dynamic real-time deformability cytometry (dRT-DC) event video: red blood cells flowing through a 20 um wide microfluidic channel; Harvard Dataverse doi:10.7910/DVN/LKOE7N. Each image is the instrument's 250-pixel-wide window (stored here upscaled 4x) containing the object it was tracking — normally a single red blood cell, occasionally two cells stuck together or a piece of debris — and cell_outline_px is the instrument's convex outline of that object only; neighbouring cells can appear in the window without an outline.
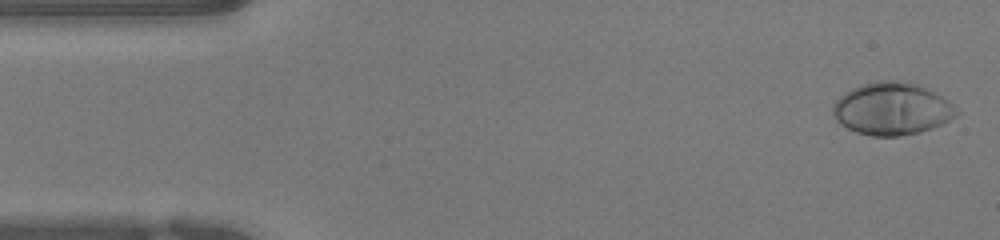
{"species": "human", "species_latin": "Homo sapiens", "temperature_condition": "warm", "stored_images_in_passage": 20, "camera_frame_rate_fps": 3000, "um_per_image_px": 0.085, "donor": {"sex": "female"}, "frame": {"image": 1, "passage_image": 1, "time_ms": 0.0, "image_size_px": [1000, 240], "cell_outline_px": [[960, 112], [956, 116], [932, 128], [920, 132], [896, 136], [872, 136], [856, 132], [840, 124], [832, 116], [832, 108], [836, 100], [844, 92], [860, 84], [876, 80], [896, 80], [916, 84], [940, 96], [952, 104]], "centroid_in_image_um": [75.76, 9.24], "position_along_channel_um": 9.2, "area_um2": 37.63}}
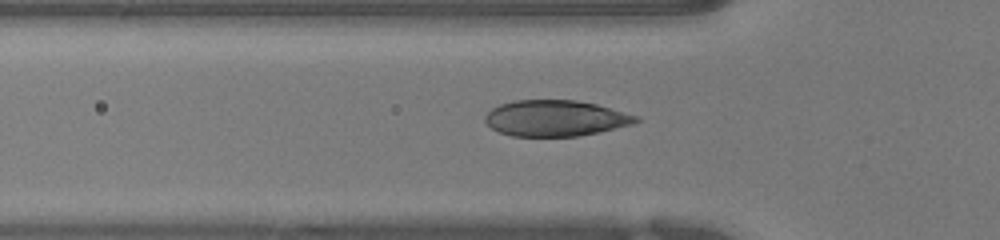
{"frame": {"image": 2, "passage_image": 15, "time_ms": 4.667, "image_size_px": [1000, 240], "cell_outline_px": [[640, 120], [632, 124], [596, 132], [576, 136], [512, 136], [500, 132], [492, 128], [484, 120], [484, 116], [492, 108], [500, 104], [512, 100], [576, 100], [596, 104], [640, 116]], "centroid_in_image_um": [47.2, 10.04], "position_along_channel_um": 78.6, "area_um2": 31.5}}
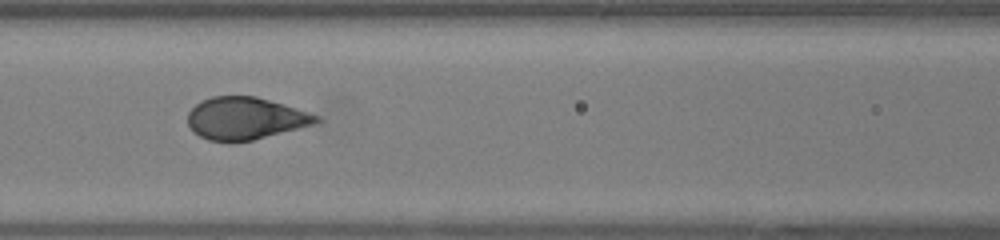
{"frame": {"image": 3, "passage_image": 20, "time_ms": 6.333, "image_size_px": [1000, 240], "cell_outline_px": [[320, 120], [316, 124], [252, 140], [208, 140], [200, 136], [188, 124], [188, 112], [196, 104], [212, 96], [256, 96], [296, 108], [320, 116]], "centroid_in_image_um": [20.88, 10.04], "position_along_channel_um": 145.7, "area_um2": 31.1}}